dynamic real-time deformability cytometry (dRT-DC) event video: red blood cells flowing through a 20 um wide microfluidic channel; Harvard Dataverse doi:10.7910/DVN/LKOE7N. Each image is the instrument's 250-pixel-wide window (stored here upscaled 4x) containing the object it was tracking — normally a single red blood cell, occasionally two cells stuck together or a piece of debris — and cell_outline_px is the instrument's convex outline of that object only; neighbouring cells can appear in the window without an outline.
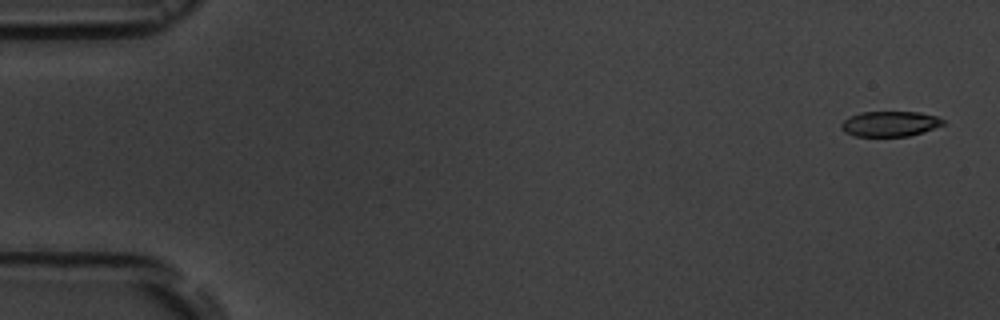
{"species": "common noctule bat (a hibernating species)", "species_latin": "Nyctalus noctula", "temperature_condition": "room temperature", "stored_images_in_passage": 16, "camera_frame_rate_fps": 3000, "um_per_image_px": 0.085, "animal": {"sex": "male", "body_mass_g": 19.5, "forearm_length_mm": 54.6}, "frame": {"image": 1, "passage_image": 1, "time_ms": 0.0, "image_size_px": [1000, 320], "cell_outline_px": [[944, 124], [924, 132], [908, 136], [856, 136], [844, 132], [840, 128], [840, 124], [844, 120], [860, 112], [920, 112], [936, 116], [944, 120]], "centroid_in_image_um": [75.64, 10.52], "position_along_channel_um": 9.4, "area_um2": 14.97}}
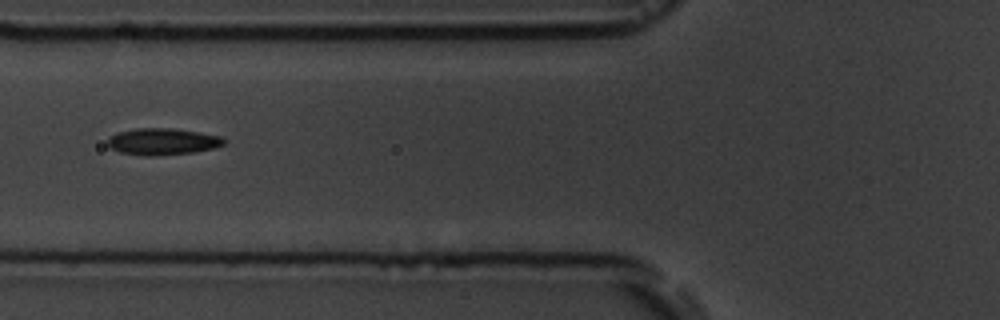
{"frame": {"image": 2, "passage_image": 6, "time_ms": 6.667, "image_size_px": [1000, 320], "cell_outline_px": [[228, 140], [224, 144], [212, 148], [192, 152], [152, 156], [144, 156], [120, 152], [108, 148], [108, 136], [116, 132], [136, 128], [172, 128], [200, 132], [220, 136]], "centroid_in_image_um": [13.78, 12.02], "position_along_channel_um": 112.0, "area_um2": 18.21}}
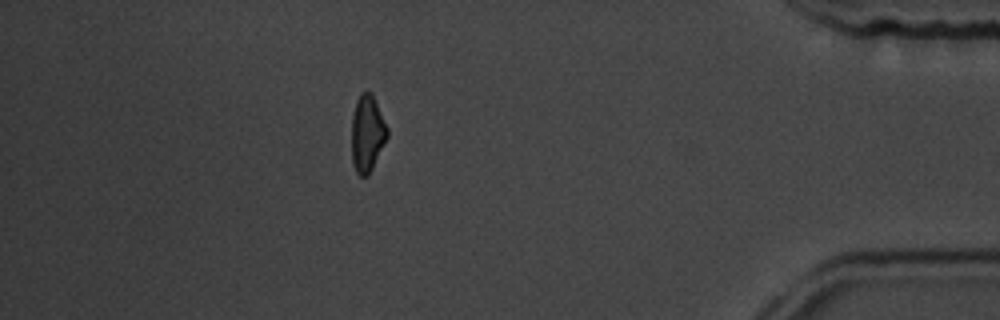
{"frame": {"image": 3, "passage_image": 14, "time_ms": 16.0, "image_size_px": [1000, 320], "cell_outline_px": [[388, 136], [368, 176], [360, 176], [356, 172], [352, 164], [352, 116], [356, 100], [360, 92], [372, 92], [388, 128]], "centroid_in_image_um": [31.21, 11.33], "position_along_channel_um": 404.0, "area_um2": 16.01}}